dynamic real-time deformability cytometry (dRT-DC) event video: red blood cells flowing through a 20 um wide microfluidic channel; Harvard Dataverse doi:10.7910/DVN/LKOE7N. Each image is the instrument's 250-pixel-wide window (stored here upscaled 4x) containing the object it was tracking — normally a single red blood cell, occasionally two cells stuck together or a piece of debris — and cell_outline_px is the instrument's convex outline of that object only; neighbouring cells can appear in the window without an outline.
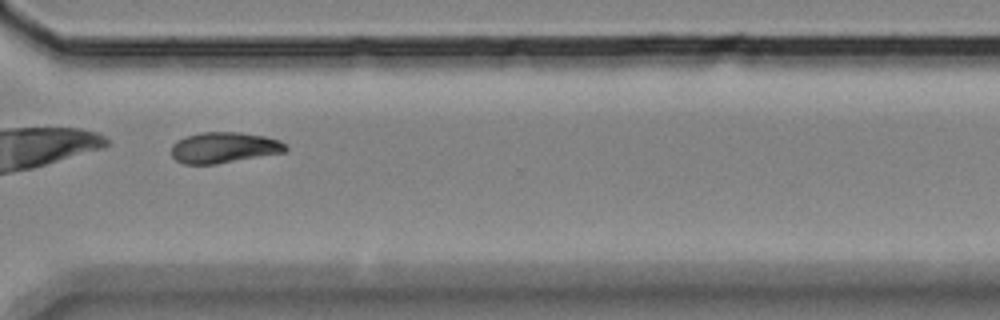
{"species": "Egyptian fruit bat (a non-hibernating species)", "species_latin": "Rousettus aegyptiacus", "temperature_condition": "room temperature", "stored_images_in_passage": 36, "camera_frame_rate_fps": 3000, "um_per_image_px": 0.085, "animal": {"sex": "female"}, "frame": {"image": 1, "passage_image": 26, "time_ms": 8.333, "image_size_px": [1000, 320], "cell_outline_px": [[288, 148], [284, 152], [216, 164], [184, 164], [176, 160], [172, 156], [172, 144], [176, 140], [200, 132], [240, 132], [264, 136], [280, 140]], "centroid_in_image_um": [19.02, 12.54], "position_along_channel_um": 351.6, "area_um2": 20.46}}